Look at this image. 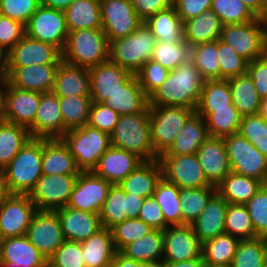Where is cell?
<instances>
[{"mask_svg":"<svg viewBox=\"0 0 267 267\" xmlns=\"http://www.w3.org/2000/svg\"><path fill=\"white\" fill-rule=\"evenodd\" d=\"M143 160L136 154L110 146L99 159L93 173L112 185L124 180Z\"/></svg>","mask_w":267,"mask_h":267,"instance_id":"cell-25","label":"cell"},{"mask_svg":"<svg viewBox=\"0 0 267 267\" xmlns=\"http://www.w3.org/2000/svg\"><path fill=\"white\" fill-rule=\"evenodd\" d=\"M189 56L190 47L185 40L173 43L157 41L151 60L160 63L164 68L171 71L185 63L190 58Z\"/></svg>","mask_w":267,"mask_h":267,"instance_id":"cell-51","label":"cell"},{"mask_svg":"<svg viewBox=\"0 0 267 267\" xmlns=\"http://www.w3.org/2000/svg\"><path fill=\"white\" fill-rule=\"evenodd\" d=\"M41 93L19 89L8 84L1 119L29 128L35 120Z\"/></svg>","mask_w":267,"mask_h":267,"instance_id":"cell-21","label":"cell"},{"mask_svg":"<svg viewBox=\"0 0 267 267\" xmlns=\"http://www.w3.org/2000/svg\"><path fill=\"white\" fill-rule=\"evenodd\" d=\"M74 0H41V4L57 10H66Z\"/></svg>","mask_w":267,"mask_h":267,"instance_id":"cell-70","label":"cell"},{"mask_svg":"<svg viewBox=\"0 0 267 267\" xmlns=\"http://www.w3.org/2000/svg\"><path fill=\"white\" fill-rule=\"evenodd\" d=\"M216 192L217 187L214 185L197 189H180L182 225H191L200 216Z\"/></svg>","mask_w":267,"mask_h":267,"instance_id":"cell-47","label":"cell"},{"mask_svg":"<svg viewBox=\"0 0 267 267\" xmlns=\"http://www.w3.org/2000/svg\"><path fill=\"white\" fill-rule=\"evenodd\" d=\"M3 172L9 194L29 195L42 176V138L31 137Z\"/></svg>","mask_w":267,"mask_h":267,"instance_id":"cell-3","label":"cell"},{"mask_svg":"<svg viewBox=\"0 0 267 267\" xmlns=\"http://www.w3.org/2000/svg\"><path fill=\"white\" fill-rule=\"evenodd\" d=\"M163 234V262L189 261L202 256V243L191 225L167 226Z\"/></svg>","mask_w":267,"mask_h":267,"instance_id":"cell-18","label":"cell"},{"mask_svg":"<svg viewBox=\"0 0 267 267\" xmlns=\"http://www.w3.org/2000/svg\"><path fill=\"white\" fill-rule=\"evenodd\" d=\"M65 240L82 242L100 230L103 226L99 214L70 207L55 210Z\"/></svg>","mask_w":267,"mask_h":267,"instance_id":"cell-27","label":"cell"},{"mask_svg":"<svg viewBox=\"0 0 267 267\" xmlns=\"http://www.w3.org/2000/svg\"><path fill=\"white\" fill-rule=\"evenodd\" d=\"M92 103H102L134 75L110 60L89 69Z\"/></svg>","mask_w":267,"mask_h":267,"instance_id":"cell-22","label":"cell"},{"mask_svg":"<svg viewBox=\"0 0 267 267\" xmlns=\"http://www.w3.org/2000/svg\"><path fill=\"white\" fill-rule=\"evenodd\" d=\"M58 97L90 95V72L88 68L61 61L52 90Z\"/></svg>","mask_w":267,"mask_h":267,"instance_id":"cell-31","label":"cell"},{"mask_svg":"<svg viewBox=\"0 0 267 267\" xmlns=\"http://www.w3.org/2000/svg\"><path fill=\"white\" fill-rule=\"evenodd\" d=\"M74 156L61 138H42V175L79 174Z\"/></svg>","mask_w":267,"mask_h":267,"instance_id":"cell-29","label":"cell"},{"mask_svg":"<svg viewBox=\"0 0 267 267\" xmlns=\"http://www.w3.org/2000/svg\"><path fill=\"white\" fill-rule=\"evenodd\" d=\"M138 218L143 220L154 230H164L168 225L165 223V218L160 205L153 196L146 197L139 211Z\"/></svg>","mask_w":267,"mask_h":267,"instance_id":"cell-62","label":"cell"},{"mask_svg":"<svg viewBox=\"0 0 267 267\" xmlns=\"http://www.w3.org/2000/svg\"><path fill=\"white\" fill-rule=\"evenodd\" d=\"M110 138L112 146L134 153L143 161L159 159L151 139L150 106L141 113L120 116Z\"/></svg>","mask_w":267,"mask_h":267,"instance_id":"cell-2","label":"cell"},{"mask_svg":"<svg viewBox=\"0 0 267 267\" xmlns=\"http://www.w3.org/2000/svg\"><path fill=\"white\" fill-rule=\"evenodd\" d=\"M196 156L211 185L217 186L232 172L222 137L209 136L198 149Z\"/></svg>","mask_w":267,"mask_h":267,"instance_id":"cell-24","label":"cell"},{"mask_svg":"<svg viewBox=\"0 0 267 267\" xmlns=\"http://www.w3.org/2000/svg\"><path fill=\"white\" fill-rule=\"evenodd\" d=\"M41 0H0V14L26 25Z\"/></svg>","mask_w":267,"mask_h":267,"instance_id":"cell-58","label":"cell"},{"mask_svg":"<svg viewBox=\"0 0 267 267\" xmlns=\"http://www.w3.org/2000/svg\"><path fill=\"white\" fill-rule=\"evenodd\" d=\"M3 170H0V204L9 196Z\"/></svg>","mask_w":267,"mask_h":267,"instance_id":"cell-71","label":"cell"},{"mask_svg":"<svg viewBox=\"0 0 267 267\" xmlns=\"http://www.w3.org/2000/svg\"><path fill=\"white\" fill-rule=\"evenodd\" d=\"M212 0H173V6L184 23L211 8Z\"/></svg>","mask_w":267,"mask_h":267,"instance_id":"cell-64","label":"cell"},{"mask_svg":"<svg viewBox=\"0 0 267 267\" xmlns=\"http://www.w3.org/2000/svg\"><path fill=\"white\" fill-rule=\"evenodd\" d=\"M222 25L248 23L258 16L241 0H212L211 8Z\"/></svg>","mask_w":267,"mask_h":267,"instance_id":"cell-52","label":"cell"},{"mask_svg":"<svg viewBox=\"0 0 267 267\" xmlns=\"http://www.w3.org/2000/svg\"><path fill=\"white\" fill-rule=\"evenodd\" d=\"M156 42L151 29L142 22L127 37L109 43V60L135 75L147 61L151 60Z\"/></svg>","mask_w":267,"mask_h":267,"instance_id":"cell-5","label":"cell"},{"mask_svg":"<svg viewBox=\"0 0 267 267\" xmlns=\"http://www.w3.org/2000/svg\"><path fill=\"white\" fill-rule=\"evenodd\" d=\"M81 256V243L65 240L48 261L56 267H86Z\"/></svg>","mask_w":267,"mask_h":267,"instance_id":"cell-59","label":"cell"},{"mask_svg":"<svg viewBox=\"0 0 267 267\" xmlns=\"http://www.w3.org/2000/svg\"><path fill=\"white\" fill-rule=\"evenodd\" d=\"M33 138H61L67 130L59 106V97L53 92L41 93L34 123L28 128Z\"/></svg>","mask_w":267,"mask_h":267,"instance_id":"cell-20","label":"cell"},{"mask_svg":"<svg viewBox=\"0 0 267 267\" xmlns=\"http://www.w3.org/2000/svg\"><path fill=\"white\" fill-rule=\"evenodd\" d=\"M267 260V238L240 240L231 267H261Z\"/></svg>","mask_w":267,"mask_h":267,"instance_id":"cell-48","label":"cell"},{"mask_svg":"<svg viewBox=\"0 0 267 267\" xmlns=\"http://www.w3.org/2000/svg\"><path fill=\"white\" fill-rule=\"evenodd\" d=\"M141 267H164L163 261L141 263Z\"/></svg>","mask_w":267,"mask_h":267,"instance_id":"cell-73","label":"cell"},{"mask_svg":"<svg viewBox=\"0 0 267 267\" xmlns=\"http://www.w3.org/2000/svg\"><path fill=\"white\" fill-rule=\"evenodd\" d=\"M189 57L204 80H220L218 40L190 47Z\"/></svg>","mask_w":267,"mask_h":267,"instance_id":"cell-44","label":"cell"},{"mask_svg":"<svg viewBox=\"0 0 267 267\" xmlns=\"http://www.w3.org/2000/svg\"><path fill=\"white\" fill-rule=\"evenodd\" d=\"M163 243V231L153 230L148 235L129 243L120 252L137 262H160L163 261Z\"/></svg>","mask_w":267,"mask_h":267,"instance_id":"cell-41","label":"cell"},{"mask_svg":"<svg viewBox=\"0 0 267 267\" xmlns=\"http://www.w3.org/2000/svg\"><path fill=\"white\" fill-rule=\"evenodd\" d=\"M144 200L143 196L125 193L118 184L112 185L99 214L102 226L111 229L127 219L138 218Z\"/></svg>","mask_w":267,"mask_h":267,"instance_id":"cell-19","label":"cell"},{"mask_svg":"<svg viewBox=\"0 0 267 267\" xmlns=\"http://www.w3.org/2000/svg\"><path fill=\"white\" fill-rule=\"evenodd\" d=\"M223 139L232 172L264 183L267 178V157L239 133Z\"/></svg>","mask_w":267,"mask_h":267,"instance_id":"cell-9","label":"cell"},{"mask_svg":"<svg viewBox=\"0 0 267 267\" xmlns=\"http://www.w3.org/2000/svg\"><path fill=\"white\" fill-rule=\"evenodd\" d=\"M265 55L267 56V32H266V39H265Z\"/></svg>","mask_w":267,"mask_h":267,"instance_id":"cell-75","label":"cell"},{"mask_svg":"<svg viewBox=\"0 0 267 267\" xmlns=\"http://www.w3.org/2000/svg\"><path fill=\"white\" fill-rule=\"evenodd\" d=\"M154 229L139 218L127 219L111 228L113 245L121 251L126 245L148 235Z\"/></svg>","mask_w":267,"mask_h":267,"instance_id":"cell-53","label":"cell"},{"mask_svg":"<svg viewBox=\"0 0 267 267\" xmlns=\"http://www.w3.org/2000/svg\"><path fill=\"white\" fill-rule=\"evenodd\" d=\"M59 106L67 131L87 125L92 106L90 95L59 97Z\"/></svg>","mask_w":267,"mask_h":267,"instance_id":"cell-45","label":"cell"},{"mask_svg":"<svg viewBox=\"0 0 267 267\" xmlns=\"http://www.w3.org/2000/svg\"><path fill=\"white\" fill-rule=\"evenodd\" d=\"M24 36V24L0 14V55L2 57Z\"/></svg>","mask_w":267,"mask_h":267,"instance_id":"cell-60","label":"cell"},{"mask_svg":"<svg viewBox=\"0 0 267 267\" xmlns=\"http://www.w3.org/2000/svg\"><path fill=\"white\" fill-rule=\"evenodd\" d=\"M194 110L181 106H150L151 139L160 157L174 143L175 137Z\"/></svg>","mask_w":267,"mask_h":267,"instance_id":"cell-8","label":"cell"},{"mask_svg":"<svg viewBox=\"0 0 267 267\" xmlns=\"http://www.w3.org/2000/svg\"><path fill=\"white\" fill-rule=\"evenodd\" d=\"M164 267H206L203 257H198L189 261L163 262Z\"/></svg>","mask_w":267,"mask_h":267,"instance_id":"cell-68","label":"cell"},{"mask_svg":"<svg viewBox=\"0 0 267 267\" xmlns=\"http://www.w3.org/2000/svg\"><path fill=\"white\" fill-rule=\"evenodd\" d=\"M63 12L68 31L102 28L100 0H74Z\"/></svg>","mask_w":267,"mask_h":267,"instance_id":"cell-36","label":"cell"},{"mask_svg":"<svg viewBox=\"0 0 267 267\" xmlns=\"http://www.w3.org/2000/svg\"><path fill=\"white\" fill-rule=\"evenodd\" d=\"M81 243V257L86 267H109L116 250L111 229L102 227Z\"/></svg>","mask_w":267,"mask_h":267,"instance_id":"cell-32","label":"cell"},{"mask_svg":"<svg viewBox=\"0 0 267 267\" xmlns=\"http://www.w3.org/2000/svg\"><path fill=\"white\" fill-rule=\"evenodd\" d=\"M78 175H42L29 194L37 210L55 211L67 206Z\"/></svg>","mask_w":267,"mask_h":267,"instance_id":"cell-11","label":"cell"},{"mask_svg":"<svg viewBox=\"0 0 267 267\" xmlns=\"http://www.w3.org/2000/svg\"><path fill=\"white\" fill-rule=\"evenodd\" d=\"M225 233L240 240L257 238L246 205L228 204L225 218Z\"/></svg>","mask_w":267,"mask_h":267,"instance_id":"cell-49","label":"cell"},{"mask_svg":"<svg viewBox=\"0 0 267 267\" xmlns=\"http://www.w3.org/2000/svg\"><path fill=\"white\" fill-rule=\"evenodd\" d=\"M258 114L267 121V96L261 98Z\"/></svg>","mask_w":267,"mask_h":267,"instance_id":"cell-72","label":"cell"},{"mask_svg":"<svg viewBox=\"0 0 267 267\" xmlns=\"http://www.w3.org/2000/svg\"><path fill=\"white\" fill-rule=\"evenodd\" d=\"M261 267H267V260L262 264Z\"/></svg>","mask_w":267,"mask_h":267,"instance_id":"cell-80","label":"cell"},{"mask_svg":"<svg viewBox=\"0 0 267 267\" xmlns=\"http://www.w3.org/2000/svg\"><path fill=\"white\" fill-rule=\"evenodd\" d=\"M36 211V205L29 195L10 194L0 204L2 239L24 236Z\"/></svg>","mask_w":267,"mask_h":267,"instance_id":"cell-16","label":"cell"},{"mask_svg":"<svg viewBox=\"0 0 267 267\" xmlns=\"http://www.w3.org/2000/svg\"><path fill=\"white\" fill-rule=\"evenodd\" d=\"M47 261L25 235L2 239L0 267H45Z\"/></svg>","mask_w":267,"mask_h":267,"instance_id":"cell-26","label":"cell"},{"mask_svg":"<svg viewBox=\"0 0 267 267\" xmlns=\"http://www.w3.org/2000/svg\"><path fill=\"white\" fill-rule=\"evenodd\" d=\"M66 63L92 68L109 60V42L102 28L69 31L62 51Z\"/></svg>","mask_w":267,"mask_h":267,"instance_id":"cell-4","label":"cell"},{"mask_svg":"<svg viewBox=\"0 0 267 267\" xmlns=\"http://www.w3.org/2000/svg\"><path fill=\"white\" fill-rule=\"evenodd\" d=\"M25 236L47 258L65 241L56 211L37 210Z\"/></svg>","mask_w":267,"mask_h":267,"instance_id":"cell-15","label":"cell"},{"mask_svg":"<svg viewBox=\"0 0 267 267\" xmlns=\"http://www.w3.org/2000/svg\"><path fill=\"white\" fill-rule=\"evenodd\" d=\"M138 17L144 22L157 12L173 5V0H130Z\"/></svg>","mask_w":267,"mask_h":267,"instance_id":"cell-65","label":"cell"},{"mask_svg":"<svg viewBox=\"0 0 267 267\" xmlns=\"http://www.w3.org/2000/svg\"><path fill=\"white\" fill-rule=\"evenodd\" d=\"M265 1V6H266V19H267V0H264Z\"/></svg>","mask_w":267,"mask_h":267,"instance_id":"cell-79","label":"cell"},{"mask_svg":"<svg viewBox=\"0 0 267 267\" xmlns=\"http://www.w3.org/2000/svg\"><path fill=\"white\" fill-rule=\"evenodd\" d=\"M231 90L232 104L242 116L258 114L261 97L251 77L246 73L227 79Z\"/></svg>","mask_w":267,"mask_h":267,"instance_id":"cell-40","label":"cell"},{"mask_svg":"<svg viewBox=\"0 0 267 267\" xmlns=\"http://www.w3.org/2000/svg\"><path fill=\"white\" fill-rule=\"evenodd\" d=\"M9 84V79L3 66H0V118L2 116L4 106H5V93L7 86Z\"/></svg>","mask_w":267,"mask_h":267,"instance_id":"cell-67","label":"cell"},{"mask_svg":"<svg viewBox=\"0 0 267 267\" xmlns=\"http://www.w3.org/2000/svg\"><path fill=\"white\" fill-rule=\"evenodd\" d=\"M112 184L92 171L80 172L67 207L100 214Z\"/></svg>","mask_w":267,"mask_h":267,"instance_id":"cell-17","label":"cell"},{"mask_svg":"<svg viewBox=\"0 0 267 267\" xmlns=\"http://www.w3.org/2000/svg\"><path fill=\"white\" fill-rule=\"evenodd\" d=\"M238 133L267 157V121L259 114L243 116Z\"/></svg>","mask_w":267,"mask_h":267,"instance_id":"cell-54","label":"cell"},{"mask_svg":"<svg viewBox=\"0 0 267 267\" xmlns=\"http://www.w3.org/2000/svg\"><path fill=\"white\" fill-rule=\"evenodd\" d=\"M239 242L228 233L219 234L202 244V257L206 264L231 265Z\"/></svg>","mask_w":267,"mask_h":267,"instance_id":"cell-46","label":"cell"},{"mask_svg":"<svg viewBox=\"0 0 267 267\" xmlns=\"http://www.w3.org/2000/svg\"><path fill=\"white\" fill-rule=\"evenodd\" d=\"M109 267H141V262L134 261L123 255L120 251H116Z\"/></svg>","mask_w":267,"mask_h":267,"instance_id":"cell-66","label":"cell"},{"mask_svg":"<svg viewBox=\"0 0 267 267\" xmlns=\"http://www.w3.org/2000/svg\"><path fill=\"white\" fill-rule=\"evenodd\" d=\"M209 137L205 119L194 113L175 137L174 143L162 155H193Z\"/></svg>","mask_w":267,"mask_h":267,"instance_id":"cell-33","label":"cell"},{"mask_svg":"<svg viewBox=\"0 0 267 267\" xmlns=\"http://www.w3.org/2000/svg\"><path fill=\"white\" fill-rule=\"evenodd\" d=\"M45 267H56V266H54V265H52L49 261H47V263H46V266Z\"/></svg>","mask_w":267,"mask_h":267,"instance_id":"cell-76","label":"cell"},{"mask_svg":"<svg viewBox=\"0 0 267 267\" xmlns=\"http://www.w3.org/2000/svg\"><path fill=\"white\" fill-rule=\"evenodd\" d=\"M263 185L265 186V188L267 189V178L265 179Z\"/></svg>","mask_w":267,"mask_h":267,"instance_id":"cell-78","label":"cell"},{"mask_svg":"<svg viewBox=\"0 0 267 267\" xmlns=\"http://www.w3.org/2000/svg\"><path fill=\"white\" fill-rule=\"evenodd\" d=\"M153 197L160 205L168 226L182 225L180 188L164 177L158 182Z\"/></svg>","mask_w":267,"mask_h":267,"instance_id":"cell-43","label":"cell"},{"mask_svg":"<svg viewBox=\"0 0 267 267\" xmlns=\"http://www.w3.org/2000/svg\"><path fill=\"white\" fill-rule=\"evenodd\" d=\"M159 161L163 177L180 189H197L211 186L207 181L196 154L161 155Z\"/></svg>","mask_w":267,"mask_h":267,"instance_id":"cell-13","label":"cell"},{"mask_svg":"<svg viewBox=\"0 0 267 267\" xmlns=\"http://www.w3.org/2000/svg\"><path fill=\"white\" fill-rule=\"evenodd\" d=\"M206 122L209 136L226 137L236 134L242 121V115L232 104L228 108L221 109H196Z\"/></svg>","mask_w":267,"mask_h":267,"instance_id":"cell-37","label":"cell"},{"mask_svg":"<svg viewBox=\"0 0 267 267\" xmlns=\"http://www.w3.org/2000/svg\"><path fill=\"white\" fill-rule=\"evenodd\" d=\"M206 267H231V265H221V264H219V265H212V264H207Z\"/></svg>","mask_w":267,"mask_h":267,"instance_id":"cell-74","label":"cell"},{"mask_svg":"<svg viewBox=\"0 0 267 267\" xmlns=\"http://www.w3.org/2000/svg\"><path fill=\"white\" fill-rule=\"evenodd\" d=\"M68 28L62 10L52 9L41 4L25 25V35L50 43L64 50Z\"/></svg>","mask_w":267,"mask_h":267,"instance_id":"cell-10","label":"cell"},{"mask_svg":"<svg viewBox=\"0 0 267 267\" xmlns=\"http://www.w3.org/2000/svg\"><path fill=\"white\" fill-rule=\"evenodd\" d=\"M119 117L117 112L103 103H92L87 125L110 135Z\"/></svg>","mask_w":267,"mask_h":267,"instance_id":"cell-61","label":"cell"},{"mask_svg":"<svg viewBox=\"0 0 267 267\" xmlns=\"http://www.w3.org/2000/svg\"><path fill=\"white\" fill-rule=\"evenodd\" d=\"M262 185L257 179L230 172L216 187L229 204L245 205Z\"/></svg>","mask_w":267,"mask_h":267,"instance_id":"cell-39","label":"cell"},{"mask_svg":"<svg viewBox=\"0 0 267 267\" xmlns=\"http://www.w3.org/2000/svg\"><path fill=\"white\" fill-rule=\"evenodd\" d=\"M102 29L110 43L133 33L143 22L130 0H100Z\"/></svg>","mask_w":267,"mask_h":267,"instance_id":"cell-14","label":"cell"},{"mask_svg":"<svg viewBox=\"0 0 267 267\" xmlns=\"http://www.w3.org/2000/svg\"><path fill=\"white\" fill-rule=\"evenodd\" d=\"M228 202L216 192L208 201L206 208L191 224L198 240L204 242L225 233V218Z\"/></svg>","mask_w":267,"mask_h":267,"instance_id":"cell-28","label":"cell"},{"mask_svg":"<svg viewBox=\"0 0 267 267\" xmlns=\"http://www.w3.org/2000/svg\"><path fill=\"white\" fill-rule=\"evenodd\" d=\"M257 237L267 238V189L264 185L245 204Z\"/></svg>","mask_w":267,"mask_h":267,"instance_id":"cell-56","label":"cell"},{"mask_svg":"<svg viewBox=\"0 0 267 267\" xmlns=\"http://www.w3.org/2000/svg\"><path fill=\"white\" fill-rule=\"evenodd\" d=\"M218 56L220 63V80H227L247 73L249 62L220 39H218Z\"/></svg>","mask_w":267,"mask_h":267,"instance_id":"cell-55","label":"cell"},{"mask_svg":"<svg viewBox=\"0 0 267 267\" xmlns=\"http://www.w3.org/2000/svg\"><path fill=\"white\" fill-rule=\"evenodd\" d=\"M62 51L56 46L25 35L3 56V67L60 64Z\"/></svg>","mask_w":267,"mask_h":267,"instance_id":"cell-12","label":"cell"},{"mask_svg":"<svg viewBox=\"0 0 267 267\" xmlns=\"http://www.w3.org/2000/svg\"><path fill=\"white\" fill-rule=\"evenodd\" d=\"M102 103L120 116L141 113L149 106L148 97L140 87L136 75Z\"/></svg>","mask_w":267,"mask_h":267,"instance_id":"cell-34","label":"cell"},{"mask_svg":"<svg viewBox=\"0 0 267 267\" xmlns=\"http://www.w3.org/2000/svg\"><path fill=\"white\" fill-rule=\"evenodd\" d=\"M60 64H41L26 67H4L13 87L39 93L51 92Z\"/></svg>","mask_w":267,"mask_h":267,"instance_id":"cell-23","label":"cell"},{"mask_svg":"<svg viewBox=\"0 0 267 267\" xmlns=\"http://www.w3.org/2000/svg\"><path fill=\"white\" fill-rule=\"evenodd\" d=\"M222 26L216 13L212 9L206 10L184 22L185 41L189 47L216 41L220 38Z\"/></svg>","mask_w":267,"mask_h":267,"instance_id":"cell-35","label":"cell"},{"mask_svg":"<svg viewBox=\"0 0 267 267\" xmlns=\"http://www.w3.org/2000/svg\"><path fill=\"white\" fill-rule=\"evenodd\" d=\"M258 17L266 19V6L264 0H241Z\"/></svg>","mask_w":267,"mask_h":267,"instance_id":"cell-69","label":"cell"},{"mask_svg":"<svg viewBox=\"0 0 267 267\" xmlns=\"http://www.w3.org/2000/svg\"><path fill=\"white\" fill-rule=\"evenodd\" d=\"M204 79L188 59L171 70L168 78L149 97V106H181L196 110Z\"/></svg>","mask_w":267,"mask_h":267,"instance_id":"cell-1","label":"cell"},{"mask_svg":"<svg viewBox=\"0 0 267 267\" xmlns=\"http://www.w3.org/2000/svg\"><path fill=\"white\" fill-rule=\"evenodd\" d=\"M232 105L228 80H205L196 109H221Z\"/></svg>","mask_w":267,"mask_h":267,"instance_id":"cell-50","label":"cell"},{"mask_svg":"<svg viewBox=\"0 0 267 267\" xmlns=\"http://www.w3.org/2000/svg\"><path fill=\"white\" fill-rule=\"evenodd\" d=\"M162 177L163 170L159 159L143 161L118 185L125 193L146 198L153 196Z\"/></svg>","mask_w":267,"mask_h":267,"instance_id":"cell-30","label":"cell"},{"mask_svg":"<svg viewBox=\"0 0 267 267\" xmlns=\"http://www.w3.org/2000/svg\"><path fill=\"white\" fill-rule=\"evenodd\" d=\"M31 138L28 128L0 118V170H3Z\"/></svg>","mask_w":267,"mask_h":267,"instance_id":"cell-42","label":"cell"},{"mask_svg":"<svg viewBox=\"0 0 267 267\" xmlns=\"http://www.w3.org/2000/svg\"><path fill=\"white\" fill-rule=\"evenodd\" d=\"M170 70L164 68L160 63L153 60L147 61L135 74L139 85L149 97L158 87L166 81Z\"/></svg>","mask_w":267,"mask_h":267,"instance_id":"cell-57","label":"cell"},{"mask_svg":"<svg viewBox=\"0 0 267 267\" xmlns=\"http://www.w3.org/2000/svg\"><path fill=\"white\" fill-rule=\"evenodd\" d=\"M0 66H3V57L0 55Z\"/></svg>","mask_w":267,"mask_h":267,"instance_id":"cell-77","label":"cell"},{"mask_svg":"<svg viewBox=\"0 0 267 267\" xmlns=\"http://www.w3.org/2000/svg\"><path fill=\"white\" fill-rule=\"evenodd\" d=\"M61 139L68 146L81 172L93 171L101 156L111 146L108 133L88 125L68 130Z\"/></svg>","mask_w":267,"mask_h":267,"instance_id":"cell-6","label":"cell"},{"mask_svg":"<svg viewBox=\"0 0 267 267\" xmlns=\"http://www.w3.org/2000/svg\"><path fill=\"white\" fill-rule=\"evenodd\" d=\"M266 32L267 19L258 17L248 23L223 25L219 39L251 62L265 55Z\"/></svg>","mask_w":267,"mask_h":267,"instance_id":"cell-7","label":"cell"},{"mask_svg":"<svg viewBox=\"0 0 267 267\" xmlns=\"http://www.w3.org/2000/svg\"><path fill=\"white\" fill-rule=\"evenodd\" d=\"M144 22L157 41L173 43L185 40L184 23L173 5L150 16Z\"/></svg>","mask_w":267,"mask_h":267,"instance_id":"cell-38","label":"cell"},{"mask_svg":"<svg viewBox=\"0 0 267 267\" xmlns=\"http://www.w3.org/2000/svg\"><path fill=\"white\" fill-rule=\"evenodd\" d=\"M247 74L251 77L258 95L267 96V56L255 59L248 63Z\"/></svg>","mask_w":267,"mask_h":267,"instance_id":"cell-63","label":"cell"}]
</instances>
